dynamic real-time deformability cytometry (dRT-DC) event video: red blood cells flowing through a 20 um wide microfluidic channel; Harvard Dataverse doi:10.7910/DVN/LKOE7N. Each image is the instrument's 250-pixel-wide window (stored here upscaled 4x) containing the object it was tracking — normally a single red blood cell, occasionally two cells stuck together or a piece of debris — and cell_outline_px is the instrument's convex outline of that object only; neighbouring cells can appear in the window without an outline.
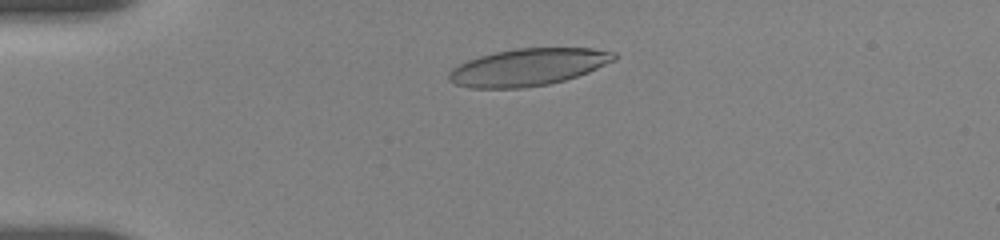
{"species": "human", "species_latin": "Homo sapiens", "temperature_condition": "room temperature", "stored_images_in_passage": 4, "camera_frame_rate_fps": 3000, "um_per_image_px": 0.085, "donor": {"sex": "female"}, "frame": {"image": 1, "passage_image": 3, "time_ms": 2.0, "image_size_px": [1000, 240], "cell_outline_px": [[616, 60], [588, 72], [564, 80], [548, 84], [520, 88], [468, 88], [456, 84], [448, 80], [448, 72], [452, 68], [468, 60], [480, 56], [496, 52], [516, 48], [592, 48], [616, 52]], "centroid_in_image_um": [44.89, 5.7], "position_along_channel_um": 40.1, "area_um2": 35.72}}